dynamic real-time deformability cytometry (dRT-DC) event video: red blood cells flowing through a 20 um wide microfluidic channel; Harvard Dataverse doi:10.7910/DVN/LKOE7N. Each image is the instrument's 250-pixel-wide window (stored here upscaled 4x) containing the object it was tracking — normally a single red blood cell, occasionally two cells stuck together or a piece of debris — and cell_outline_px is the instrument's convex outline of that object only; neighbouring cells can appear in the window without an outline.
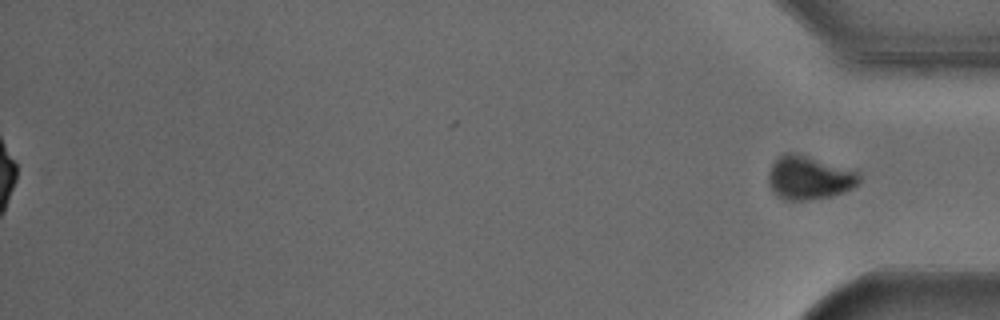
{"species": "Egyptian fruit bat (a non-hibernating species)", "species_latin": "Rousettus aegyptiacus", "temperature_condition": "cold", "stored_images_in_passage": 51, "segment_of_instrument_passage": [2, 2], "camera_frame_rate_fps": 3000, "um_per_image_px": 0.085, "animal": {"sex": "male"}, "frame": {"image": 1, "passage_image": 51, "time_ms": 16.667, "image_size_px": [1000, 320], "cell_outline_px": [[860, 180], [852, 188], [844, 192], [832, 196], [808, 200], [784, 200], [776, 196], [772, 192], [768, 180], [768, 172], [772, 164], [784, 152], [796, 152], [856, 168], [860, 172]], "centroid_in_image_um": [68.82, 15.08], "position_along_channel_um": 366.4, "area_um2": 23.87}}